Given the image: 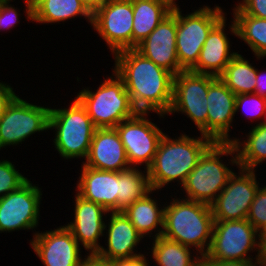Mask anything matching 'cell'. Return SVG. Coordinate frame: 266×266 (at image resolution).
Masks as SVG:
<instances>
[{
	"instance_id": "6da1fadb",
	"label": "cell",
	"mask_w": 266,
	"mask_h": 266,
	"mask_svg": "<svg viewBox=\"0 0 266 266\" xmlns=\"http://www.w3.org/2000/svg\"><path fill=\"white\" fill-rule=\"evenodd\" d=\"M114 72L123 80L137 112L168 115L173 101L174 75L144 57L135 48L113 54Z\"/></svg>"
},
{
	"instance_id": "7a4b0ae2",
	"label": "cell",
	"mask_w": 266,
	"mask_h": 266,
	"mask_svg": "<svg viewBox=\"0 0 266 266\" xmlns=\"http://www.w3.org/2000/svg\"><path fill=\"white\" fill-rule=\"evenodd\" d=\"M214 142L206 136L180 133L175 138L164 134L158 145L152 165L147 169L150 184L158 194L162 188L177 182L180 187L196 167L203 153Z\"/></svg>"
},
{
	"instance_id": "3957f363",
	"label": "cell",
	"mask_w": 266,
	"mask_h": 266,
	"mask_svg": "<svg viewBox=\"0 0 266 266\" xmlns=\"http://www.w3.org/2000/svg\"><path fill=\"white\" fill-rule=\"evenodd\" d=\"M180 196L182 195L179 198L174 196L170 202L165 203L161 236L192 248L204 257L209 250L213 233L214 217L211 207Z\"/></svg>"
},
{
	"instance_id": "277c9868",
	"label": "cell",
	"mask_w": 266,
	"mask_h": 266,
	"mask_svg": "<svg viewBox=\"0 0 266 266\" xmlns=\"http://www.w3.org/2000/svg\"><path fill=\"white\" fill-rule=\"evenodd\" d=\"M223 156H230L224 162ZM239 167L234 144L214 142L200 157L196 167L187 176L181 191L182 198L211 204L227 185L230 176L235 172L228 165Z\"/></svg>"
},
{
	"instance_id": "5b68a950",
	"label": "cell",
	"mask_w": 266,
	"mask_h": 266,
	"mask_svg": "<svg viewBox=\"0 0 266 266\" xmlns=\"http://www.w3.org/2000/svg\"><path fill=\"white\" fill-rule=\"evenodd\" d=\"M72 101L67 108H51L49 130L55 133L53 147L63 160H85L96 127L81 102L76 97Z\"/></svg>"
},
{
	"instance_id": "8992f818",
	"label": "cell",
	"mask_w": 266,
	"mask_h": 266,
	"mask_svg": "<svg viewBox=\"0 0 266 266\" xmlns=\"http://www.w3.org/2000/svg\"><path fill=\"white\" fill-rule=\"evenodd\" d=\"M111 73L110 77H104L97 90L92 91L90 87H85L75 95L96 128H115L137 113L123 80L113 69Z\"/></svg>"
},
{
	"instance_id": "52a82bcc",
	"label": "cell",
	"mask_w": 266,
	"mask_h": 266,
	"mask_svg": "<svg viewBox=\"0 0 266 266\" xmlns=\"http://www.w3.org/2000/svg\"><path fill=\"white\" fill-rule=\"evenodd\" d=\"M217 4L202 5L197 10L182 14L177 7L176 49L179 66L190 71L198 62L200 52L210 31L227 16Z\"/></svg>"
},
{
	"instance_id": "ba28073f",
	"label": "cell",
	"mask_w": 266,
	"mask_h": 266,
	"mask_svg": "<svg viewBox=\"0 0 266 266\" xmlns=\"http://www.w3.org/2000/svg\"><path fill=\"white\" fill-rule=\"evenodd\" d=\"M209 74L181 71L173 79V101L169 116L184 114L207 137V93L209 85L216 79Z\"/></svg>"
},
{
	"instance_id": "9c48e42d",
	"label": "cell",
	"mask_w": 266,
	"mask_h": 266,
	"mask_svg": "<svg viewBox=\"0 0 266 266\" xmlns=\"http://www.w3.org/2000/svg\"><path fill=\"white\" fill-rule=\"evenodd\" d=\"M29 103L19 95L0 118V150L17 146L33 134L49 130L51 107Z\"/></svg>"
},
{
	"instance_id": "30bf717a",
	"label": "cell",
	"mask_w": 266,
	"mask_h": 266,
	"mask_svg": "<svg viewBox=\"0 0 266 266\" xmlns=\"http://www.w3.org/2000/svg\"><path fill=\"white\" fill-rule=\"evenodd\" d=\"M257 236L258 231L247 219L214 221L205 257L214 261L256 260L249 252H257Z\"/></svg>"
},
{
	"instance_id": "8fae6325",
	"label": "cell",
	"mask_w": 266,
	"mask_h": 266,
	"mask_svg": "<svg viewBox=\"0 0 266 266\" xmlns=\"http://www.w3.org/2000/svg\"><path fill=\"white\" fill-rule=\"evenodd\" d=\"M150 113L137 112L123 120L117 129L131 167L148 169L154 160L158 145L165 134L148 118Z\"/></svg>"
},
{
	"instance_id": "7c38bea8",
	"label": "cell",
	"mask_w": 266,
	"mask_h": 266,
	"mask_svg": "<svg viewBox=\"0 0 266 266\" xmlns=\"http://www.w3.org/2000/svg\"><path fill=\"white\" fill-rule=\"evenodd\" d=\"M224 189L210 204L214 221H231L247 219L250 206L260 187L257 170L238 167Z\"/></svg>"
},
{
	"instance_id": "4fadbf2b",
	"label": "cell",
	"mask_w": 266,
	"mask_h": 266,
	"mask_svg": "<svg viewBox=\"0 0 266 266\" xmlns=\"http://www.w3.org/2000/svg\"><path fill=\"white\" fill-rule=\"evenodd\" d=\"M41 190L38 184L28 180L18 190L0 198V233L19 230L33 232L37 228L41 217Z\"/></svg>"
},
{
	"instance_id": "5bb4252c",
	"label": "cell",
	"mask_w": 266,
	"mask_h": 266,
	"mask_svg": "<svg viewBox=\"0 0 266 266\" xmlns=\"http://www.w3.org/2000/svg\"><path fill=\"white\" fill-rule=\"evenodd\" d=\"M111 54L132 49V0H109L92 15V25Z\"/></svg>"
},
{
	"instance_id": "9a60e30c",
	"label": "cell",
	"mask_w": 266,
	"mask_h": 266,
	"mask_svg": "<svg viewBox=\"0 0 266 266\" xmlns=\"http://www.w3.org/2000/svg\"><path fill=\"white\" fill-rule=\"evenodd\" d=\"M30 246L44 266H78L81 262V246L71 231L61 225L45 232H33Z\"/></svg>"
},
{
	"instance_id": "2e32d148",
	"label": "cell",
	"mask_w": 266,
	"mask_h": 266,
	"mask_svg": "<svg viewBox=\"0 0 266 266\" xmlns=\"http://www.w3.org/2000/svg\"><path fill=\"white\" fill-rule=\"evenodd\" d=\"M176 31L177 8H172L171 13L135 48L144 57L174 76L184 71L179 66L177 58Z\"/></svg>"
},
{
	"instance_id": "e0dca14e",
	"label": "cell",
	"mask_w": 266,
	"mask_h": 266,
	"mask_svg": "<svg viewBox=\"0 0 266 266\" xmlns=\"http://www.w3.org/2000/svg\"><path fill=\"white\" fill-rule=\"evenodd\" d=\"M73 220L64 224L87 254L97 253L101 248L108 211L101 205L88 201L75 192Z\"/></svg>"
},
{
	"instance_id": "ac0fdd59",
	"label": "cell",
	"mask_w": 266,
	"mask_h": 266,
	"mask_svg": "<svg viewBox=\"0 0 266 266\" xmlns=\"http://www.w3.org/2000/svg\"><path fill=\"white\" fill-rule=\"evenodd\" d=\"M236 95L217 77L207 93V137L216 143H230L234 128Z\"/></svg>"
},
{
	"instance_id": "d6986e66",
	"label": "cell",
	"mask_w": 266,
	"mask_h": 266,
	"mask_svg": "<svg viewBox=\"0 0 266 266\" xmlns=\"http://www.w3.org/2000/svg\"><path fill=\"white\" fill-rule=\"evenodd\" d=\"M105 222V245L97 251V255L108 261L119 258H130L139 254L136 249L144 237L136 230L123 212H109ZM107 243V244H106Z\"/></svg>"
},
{
	"instance_id": "ffe728a7",
	"label": "cell",
	"mask_w": 266,
	"mask_h": 266,
	"mask_svg": "<svg viewBox=\"0 0 266 266\" xmlns=\"http://www.w3.org/2000/svg\"><path fill=\"white\" fill-rule=\"evenodd\" d=\"M83 165L104 171L130 168L124 145L116 128H96Z\"/></svg>"
},
{
	"instance_id": "44dd1931",
	"label": "cell",
	"mask_w": 266,
	"mask_h": 266,
	"mask_svg": "<svg viewBox=\"0 0 266 266\" xmlns=\"http://www.w3.org/2000/svg\"><path fill=\"white\" fill-rule=\"evenodd\" d=\"M81 174L75 191L82 198L103 206L108 212H117L119 172L104 171L81 165Z\"/></svg>"
},
{
	"instance_id": "7402d4cb",
	"label": "cell",
	"mask_w": 266,
	"mask_h": 266,
	"mask_svg": "<svg viewBox=\"0 0 266 266\" xmlns=\"http://www.w3.org/2000/svg\"><path fill=\"white\" fill-rule=\"evenodd\" d=\"M225 16L209 33L202 46L196 65L190 70L197 74H209L219 77L228 63L238 53L233 52L231 41L225 27ZM226 32V33H225Z\"/></svg>"
},
{
	"instance_id": "603a6c76",
	"label": "cell",
	"mask_w": 266,
	"mask_h": 266,
	"mask_svg": "<svg viewBox=\"0 0 266 266\" xmlns=\"http://www.w3.org/2000/svg\"><path fill=\"white\" fill-rule=\"evenodd\" d=\"M27 21L37 24H60L76 17L92 25V14L81 0H23Z\"/></svg>"
},
{
	"instance_id": "cb8c5ba5",
	"label": "cell",
	"mask_w": 266,
	"mask_h": 266,
	"mask_svg": "<svg viewBox=\"0 0 266 266\" xmlns=\"http://www.w3.org/2000/svg\"><path fill=\"white\" fill-rule=\"evenodd\" d=\"M155 190L131 204L124 211L136 230L145 238H158L163 232L164 208L153 195ZM152 194V195H151ZM154 196V198L152 197ZM161 208V209H160ZM152 235V236H151Z\"/></svg>"
},
{
	"instance_id": "d4e9b609",
	"label": "cell",
	"mask_w": 266,
	"mask_h": 266,
	"mask_svg": "<svg viewBox=\"0 0 266 266\" xmlns=\"http://www.w3.org/2000/svg\"><path fill=\"white\" fill-rule=\"evenodd\" d=\"M233 18L228 28L230 34L244 41L256 57V60L266 58V18L246 15L236 5Z\"/></svg>"
},
{
	"instance_id": "484cf974",
	"label": "cell",
	"mask_w": 266,
	"mask_h": 266,
	"mask_svg": "<svg viewBox=\"0 0 266 266\" xmlns=\"http://www.w3.org/2000/svg\"><path fill=\"white\" fill-rule=\"evenodd\" d=\"M132 48H136L168 16L172 8L162 0H132Z\"/></svg>"
},
{
	"instance_id": "4316f807",
	"label": "cell",
	"mask_w": 266,
	"mask_h": 266,
	"mask_svg": "<svg viewBox=\"0 0 266 266\" xmlns=\"http://www.w3.org/2000/svg\"><path fill=\"white\" fill-rule=\"evenodd\" d=\"M231 142L236 148L239 167L257 170L266 160V122L252 126L242 138L232 136Z\"/></svg>"
},
{
	"instance_id": "83f0119b",
	"label": "cell",
	"mask_w": 266,
	"mask_h": 266,
	"mask_svg": "<svg viewBox=\"0 0 266 266\" xmlns=\"http://www.w3.org/2000/svg\"><path fill=\"white\" fill-rule=\"evenodd\" d=\"M152 240V247L146 250L151 249L148 253L157 266H199L202 256L192 248L163 236Z\"/></svg>"
},
{
	"instance_id": "f1b7e54d",
	"label": "cell",
	"mask_w": 266,
	"mask_h": 266,
	"mask_svg": "<svg viewBox=\"0 0 266 266\" xmlns=\"http://www.w3.org/2000/svg\"><path fill=\"white\" fill-rule=\"evenodd\" d=\"M153 189L148 170L130 167L119 172V193L117 194V212L124 211L137 200L145 197Z\"/></svg>"
},
{
	"instance_id": "f546056e",
	"label": "cell",
	"mask_w": 266,
	"mask_h": 266,
	"mask_svg": "<svg viewBox=\"0 0 266 266\" xmlns=\"http://www.w3.org/2000/svg\"><path fill=\"white\" fill-rule=\"evenodd\" d=\"M257 68L237 53L226 66L219 78L235 94L254 93L256 85Z\"/></svg>"
},
{
	"instance_id": "4dcf8cb0",
	"label": "cell",
	"mask_w": 266,
	"mask_h": 266,
	"mask_svg": "<svg viewBox=\"0 0 266 266\" xmlns=\"http://www.w3.org/2000/svg\"><path fill=\"white\" fill-rule=\"evenodd\" d=\"M240 110H244L243 114L246 112L247 119L257 121L256 125L261 124L264 122L266 98L255 93L236 95L235 113Z\"/></svg>"
},
{
	"instance_id": "1f68e13d",
	"label": "cell",
	"mask_w": 266,
	"mask_h": 266,
	"mask_svg": "<svg viewBox=\"0 0 266 266\" xmlns=\"http://www.w3.org/2000/svg\"><path fill=\"white\" fill-rule=\"evenodd\" d=\"M10 160H0V198L18 190L29 179L15 168Z\"/></svg>"
},
{
	"instance_id": "d6a6232c",
	"label": "cell",
	"mask_w": 266,
	"mask_h": 266,
	"mask_svg": "<svg viewBox=\"0 0 266 266\" xmlns=\"http://www.w3.org/2000/svg\"><path fill=\"white\" fill-rule=\"evenodd\" d=\"M247 220L259 231L266 223V185H261L250 206Z\"/></svg>"
},
{
	"instance_id": "836d02e7",
	"label": "cell",
	"mask_w": 266,
	"mask_h": 266,
	"mask_svg": "<svg viewBox=\"0 0 266 266\" xmlns=\"http://www.w3.org/2000/svg\"><path fill=\"white\" fill-rule=\"evenodd\" d=\"M10 2H13V0H0V32L11 30L17 24H20L22 14H19V9Z\"/></svg>"
},
{
	"instance_id": "e575fe53",
	"label": "cell",
	"mask_w": 266,
	"mask_h": 266,
	"mask_svg": "<svg viewBox=\"0 0 266 266\" xmlns=\"http://www.w3.org/2000/svg\"><path fill=\"white\" fill-rule=\"evenodd\" d=\"M236 6L246 15L266 18V0H241Z\"/></svg>"
},
{
	"instance_id": "d590c367",
	"label": "cell",
	"mask_w": 266,
	"mask_h": 266,
	"mask_svg": "<svg viewBox=\"0 0 266 266\" xmlns=\"http://www.w3.org/2000/svg\"><path fill=\"white\" fill-rule=\"evenodd\" d=\"M11 84L0 82V118L4 115L7 107L18 96Z\"/></svg>"
},
{
	"instance_id": "8d00e7d4",
	"label": "cell",
	"mask_w": 266,
	"mask_h": 266,
	"mask_svg": "<svg viewBox=\"0 0 266 266\" xmlns=\"http://www.w3.org/2000/svg\"><path fill=\"white\" fill-rule=\"evenodd\" d=\"M199 266H259L256 260L214 261L201 257Z\"/></svg>"
},
{
	"instance_id": "74e56055",
	"label": "cell",
	"mask_w": 266,
	"mask_h": 266,
	"mask_svg": "<svg viewBox=\"0 0 266 266\" xmlns=\"http://www.w3.org/2000/svg\"><path fill=\"white\" fill-rule=\"evenodd\" d=\"M145 254H139L130 258H119L111 261L112 266H150L151 263Z\"/></svg>"
},
{
	"instance_id": "f35d334b",
	"label": "cell",
	"mask_w": 266,
	"mask_h": 266,
	"mask_svg": "<svg viewBox=\"0 0 266 266\" xmlns=\"http://www.w3.org/2000/svg\"><path fill=\"white\" fill-rule=\"evenodd\" d=\"M256 253H254V257L256 258L257 264L259 266H266V234H258Z\"/></svg>"
},
{
	"instance_id": "ab89813d",
	"label": "cell",
	"mask_w": 266,
	"mask_h": 266,
	"mask_svg": "<svg viewBox=\"0 0 266 266\" xmlns=\"http://www.w3.org/2000/svg\"><path fill=\"white\" fill-rule=\"evenodd\" d=\"M78 266H112L111 262L99 257L96 253L86 254Z\"/></svg>"
},
{
	"instance_id": "60d3db41",
	"label": "cell",
	"mask_w": 266,
	"mask_h": 266,
	"mask_svg": "<svg viewBox=\"0 0 266 266\" xmlns=\"http://www.w3.org/2000/svg\"><path fill=\"white\" fill-rule=\"evenodd\" d=\"M255 94L266 98V72H260L257 68Z\"/></svg>"
},
{
	"instance_id": "b9f144b4",
	"label": "cell",
	"mask_w": 266,
	"mask_h": 266,
	"mask_svg": "<svg viewBox=\"0 0 266 266\" xmlns=\"http://www.w3.org/2000/svg\"><path fill=\"white\" fill-rule=\"evenodd\" d=\"M108 1L109 0H81L83 5L92 15Z\"/></svg>"
},
{
	"instance_id": "7bdbcfd3",
	"label": "cell",
	"mask_w": 266,
	"mask_h": 266,
	"mask_svg": "<svg viewBox=\"0 0 266 266\" xmlns=\"http://www.w3.org/2000/svg\"><path fill=\"white\" fill-rule=\"evenodd\" d=\"M162 1H164V2H166L171 8H177V7H179L178 5L179 4H177V0H162Z\"/></svg>"
},
{
	"instance_id": "ee69618b",
	"label": "cell",
	"mask_w": 266,
	"mask_h": 266,
	"mask_svg": "<svg viewBox=\"0 0 266 266\" xmlns=\"http://www.w3.org/2000/svg\"><path fill=\"white\" fill-rule=\"evenodd\" d=\"M258 234H266V223L265 225L258 231Z\"/></svg>"
},
{
	"instance_id": "f6af8a7d",
	"label": "cell",
	"mask_w": 266,
	"mask_h": 266,
	"mask_svg": "<svg viewBox=\"0 0 266 266\" xmlns=\"http://www.w3.org/2000/svg\"><path fill=\"white\" fill-rule=\"evenodd\" d=\"M264 122H266V110H265Z\"/></svg>"
}]
</instances>
